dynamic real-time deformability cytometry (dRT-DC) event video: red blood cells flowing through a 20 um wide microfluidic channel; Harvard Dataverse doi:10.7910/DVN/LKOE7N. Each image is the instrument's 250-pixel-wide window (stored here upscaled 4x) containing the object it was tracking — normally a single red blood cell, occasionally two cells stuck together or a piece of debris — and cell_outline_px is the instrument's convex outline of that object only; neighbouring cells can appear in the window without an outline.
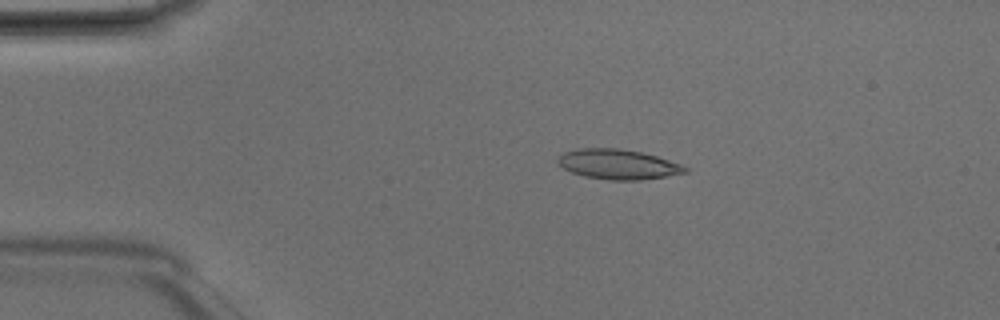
{"species": "Egyptian fruit bat (a non-hibernating species)", "species_latin": "Rousettus aegyptiacus", "temperature_condition": "room temperature", "stored_images_in_passage": 3, "camera_frame_rate_fps": 3000, "um_per_image_px": 0.085, "animal": {"sex": "male"}, "frame": {"image": 1, "passage_image": 2, "time_ms": 0.333, "image_size_px": [1000, 320], "cell_outline_px": [[688, 172], [640, 180], [612, 180], [584, 176], [572, 172], [564, 168], [556, 160], [556, 156], [564, 152], [580, 148], [620, 148], [640, 152], [656, 156], [680, 164], [688, 168]], "centroid_in_image_um": [52.5, 13.96], "position_along_channel_um": 32.5, "area_um2": 22.02}}